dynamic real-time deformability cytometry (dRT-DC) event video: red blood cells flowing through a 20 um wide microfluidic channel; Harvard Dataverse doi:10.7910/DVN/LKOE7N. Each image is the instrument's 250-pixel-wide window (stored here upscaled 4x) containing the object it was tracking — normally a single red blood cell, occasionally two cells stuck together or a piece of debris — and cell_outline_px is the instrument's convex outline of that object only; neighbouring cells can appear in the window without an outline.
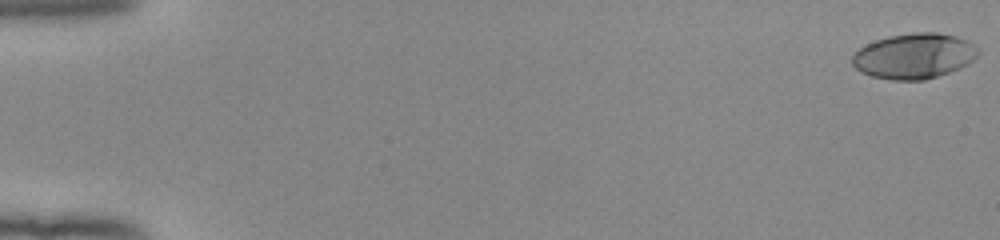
{"species": "human", "species_latin": "Homo sapiens", "temperature_condition": "room temperature", "stored_images_in_passage": 53, "camera_frame_rate_fps": 3000, "um_per_image_px": 0.085, "donor": {"sex": "female"}, "frame": {"image": 1, "passage_image": 1, "time_ms": 0.0, "image_size_px": [1000, 240], "cell_outline_px": [[980, 52], [968, 64], [960, 68], [924, 80], [892, 80], [872, 76], [860, 72], [852, 64], [852, 56], [860, 48], [876, 40], [888, 36], [912, 32], [936, 32], [956, 36], [968, 40]], "centroid_in_image_um": [77.69, 4.75], "position_along_channel_um": 7.3, "area_um2": 33.18}}
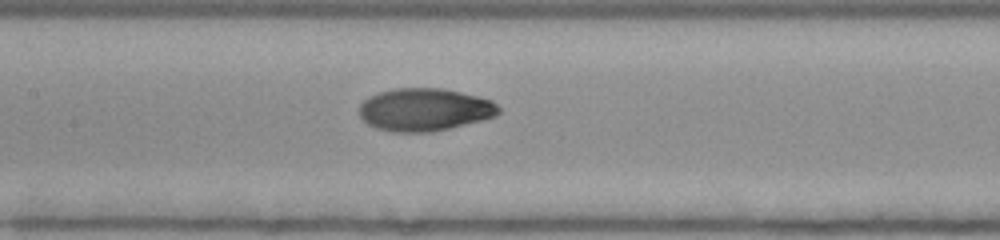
{"frame": {"image": 2, "passage_image": 27, "time_ms": 8.667, "image_size_px": [1000, 240], "cell_outline_px": [[500, 112], [496, 116], [432, 132], [392, 132], [376, 128], [368, 124], [360, 116], [360, 104], [368, 96], [392, 88], [444, 88], [492, 100], [500, 108]], "centroid_in_image_um": [36.07, 9.31], "position_along_channel_um": 171.3, "area_um2": 34.62}}
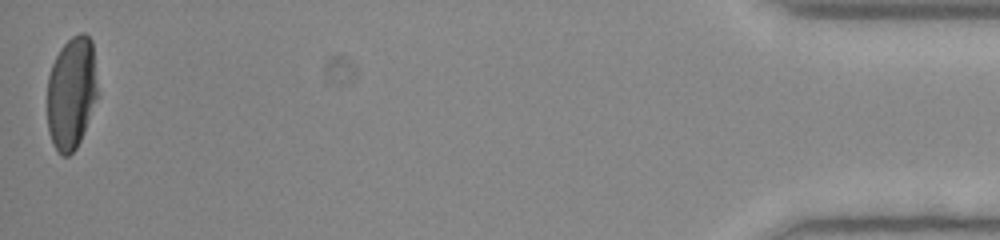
{"frame": {"image": 3, "passage_image": 53, "time_ms": 17.333, "image_size_px": [1000, 240], "cell_outline_px": [[96, 96], [84, 132], [76, 148], [68, 156], [60, 156], [52, 144], [48, 128], [48, 76], [52, 64], [60, 48], [72, 36], [80, 32], [84, 32], [92, 40], [96, 84]], "centroid_in_image_um": [6.05, 7.9], "position_along_channel_um": 429.2, "area_um2": 32.71}, "authors_computed_cell_mechanics": {"area_um2": 33.9286, "velocity_mm_per_s": 3.9728, "shape_relaxation_time_tau1_ms": 4.4678, "shape_relaxation_time_tau2_ms": null, "deformation_change_tau1": 0.2165, "deformation_change_tau2": null}}